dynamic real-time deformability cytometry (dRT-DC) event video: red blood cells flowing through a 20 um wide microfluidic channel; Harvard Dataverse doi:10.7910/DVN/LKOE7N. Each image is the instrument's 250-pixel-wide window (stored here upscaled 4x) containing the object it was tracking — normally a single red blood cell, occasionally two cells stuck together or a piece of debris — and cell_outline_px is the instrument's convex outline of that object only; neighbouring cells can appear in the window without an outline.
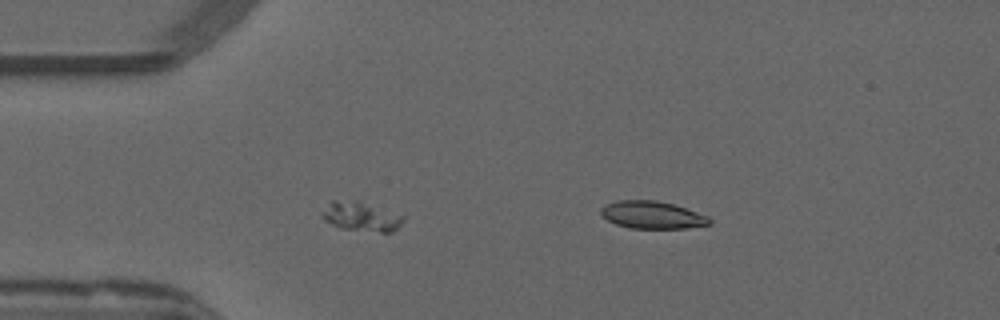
{"species": "common noctule bat (a hibernating species)", "species_latin": "Nyctalus noctula", "temperature_condition": "warm", "stored_images_in_passage": 10, "segment_of_instrument_passage": [2, 2], "camera_frame_rate_fps": 3000, "um_per_image_px": 0.085, "animal": {"sex": "male", "forearm_length_mm": 52.5}, "frame": {"image": 1, "passage_image": 10, "time_ms": 3.0, "image_size_px": [1000, 320], "cell_outline_px": [[712, 224], [684, 228], [628, 228], [616, 224], [600, 216], [600, 208], [616, 200], [656, 200], [672, 204], [708, 216], [712, 220]], "centroid_in_image_um": [55.41, 18.27], "position_along_channel_um": 29.6, "area_um2": 17.34}}